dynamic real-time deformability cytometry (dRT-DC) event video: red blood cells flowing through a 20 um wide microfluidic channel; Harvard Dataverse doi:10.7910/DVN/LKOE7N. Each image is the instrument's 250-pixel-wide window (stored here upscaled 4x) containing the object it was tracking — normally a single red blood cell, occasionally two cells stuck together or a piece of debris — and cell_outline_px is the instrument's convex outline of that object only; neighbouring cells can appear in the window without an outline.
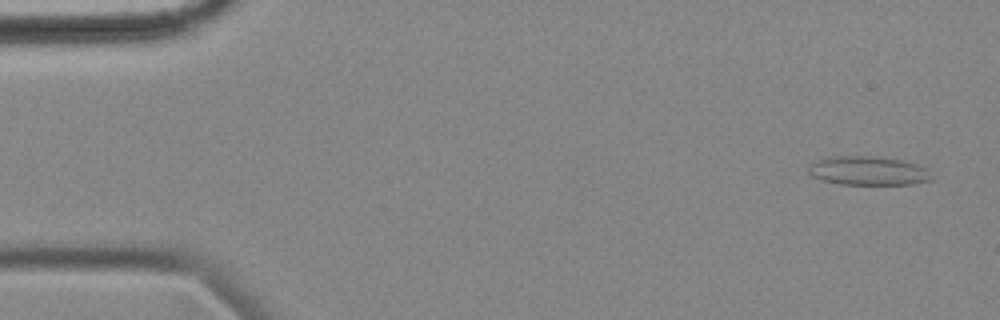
{"species": "common noctule bat (a hibernating species)", "species_latin": "Nyctalus noctula", "temperature_condition": "cold", "stored_images_in_passage": 55, "camera_frame_rate_fps": 3000, "um_per_image_px": 0.085, "animal": {"sex": "female", "body_mass_g": 18.4}, "frame": {"image": 1, "passage_image": 1, "time_ms": 0.0, "image_size_px": [1000, 320], "cell_outline_px": [[936, 176], [932, 180], [912, 184], [840, 184], [824, 180], [812, 176], [808, 172], [808, 168], [816, 160], [828, 156], [876, 156], [900, 160], [916, 164], [924, 168]], "centroid_in_image_um": [73.82, 14.51], "position_along_channel_um": 11.2, "area_um2": 20.75}}
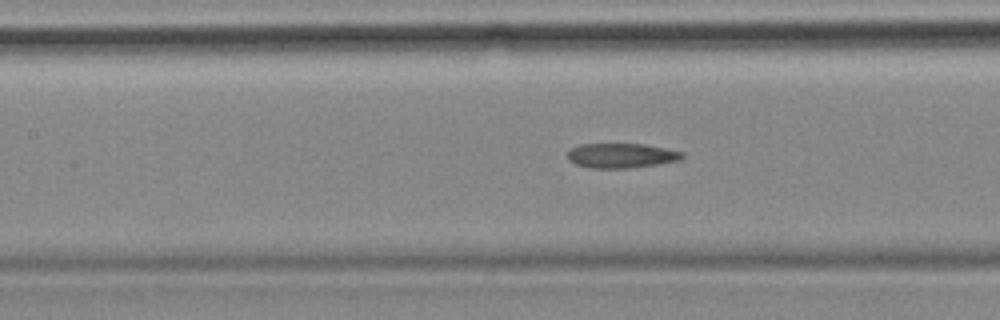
{"frame": {"image": 2, "passage_image": 23, "time_ms": 7.333, "image_size_px": [1000, 320], "cell_outline_px": [[684, 156], [680, 160], [656, 164], [628, 168], [592, 168], [576, 164], [568, 160], [568, 148], [580, 144], [644, 144], [684, 152]], "centroid_in_image_um": [52.78, 13.22], "position_along_channel_um": 154.6, "area_um2": 16.47}}
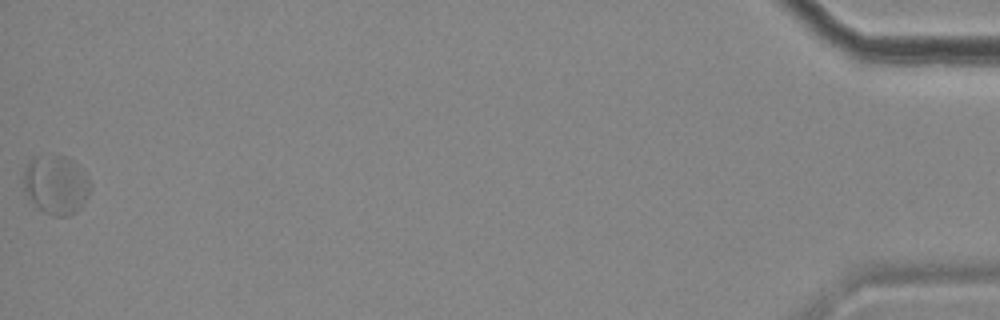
{"frame": {"image": 3, "passage_image": 55, "time_ms": 18.0, "image_size_px": [1000, 320], "cell_outline_px": [[92, 184], [88, 196], [80, 208], [76, 212], [68, 216], [52, 216], [44, 212], [24, 192], [24, 172], [28, 160], [36, 156], [64, 156], [72, 160], [76, 164]], "centroid_in_image_um": [4.76, 15.71], "position_along_channel_um": 430.4, "area_um2": 22.72}, "authors_computed_cell_mechanics": {"area_um2": 18.0336, "velocity_mm_per_s": 3.5111, "shape_relaxation_time_tau1_ms": null, "shape_relaxation_time_tau2_ms": 3.7981, "deformation_change_tau1": null, "deformation_change_tau2": 0.0868}}